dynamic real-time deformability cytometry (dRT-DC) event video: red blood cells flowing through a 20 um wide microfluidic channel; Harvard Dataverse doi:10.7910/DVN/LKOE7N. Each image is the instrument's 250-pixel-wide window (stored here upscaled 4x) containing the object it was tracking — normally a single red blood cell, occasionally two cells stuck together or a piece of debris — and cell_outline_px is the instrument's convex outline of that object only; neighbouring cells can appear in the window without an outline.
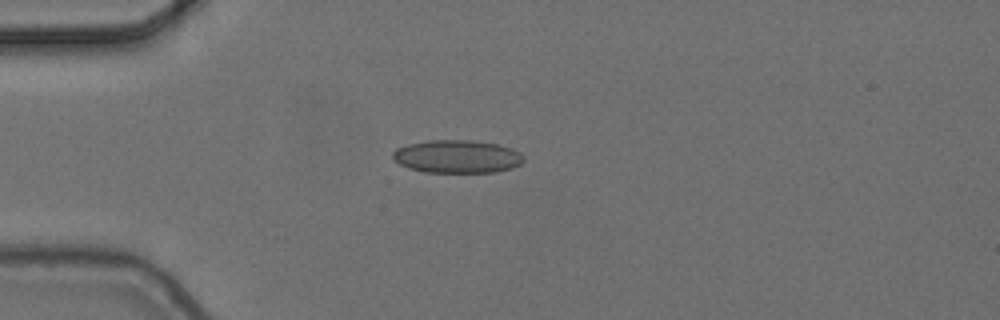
{"species": "common noctule bat (a hibernating species)", "species_latin": "Nyctalus noctula", "temperature_condition": "cold", "stored_images_in_passage": 8, "camera_frame_rate_fps": 3000, "um_per_image_px": 0.085, "animal": {"sex": "female", "body_mass_g": 24.6, "forearm_length_mm": 56.2}, "frame": {"image": 1, "passage_image": 4, "time_ms": 1.0, "image_size_px": [1000, 320], "cell_outline_px": [[524, 160], [520, 164], [512, 168], [496, 172], [424, 172], [408, 168], [400, 164], [392, 156], [392, 152], [396, 148], [408, 144], [428, 140], [472, 140], [496, 144], [512, 148], [520, 152], [524, 156]], "centroid_in_image_um": [38.86, 13.3], "position_along_channel_um": 46.1, "area_um2": 25.26}}
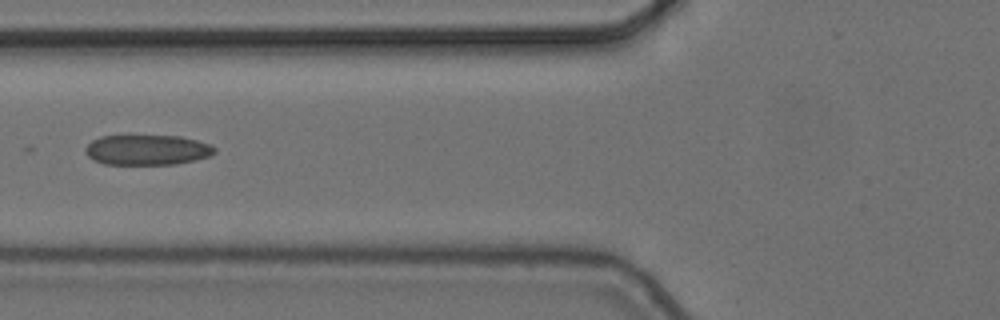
{"frame": {"image": 2, "passage_image": 6, "time_ms": 1.667, "image_size_px": [1000, 320], "cell_outline_px": [[216, 152], [208, 156], [196, 160], [176, 164], [104, 164], [92, 160], [84, 152], [84, 148], [92, 140], [100, 136], [128, 132], [180, 136], [212, 144], [216, 148]], "centroid_in_image_um": [12.46, 12.68], "position_along_channel_um": 113.3, "area_um2": 24.04}}
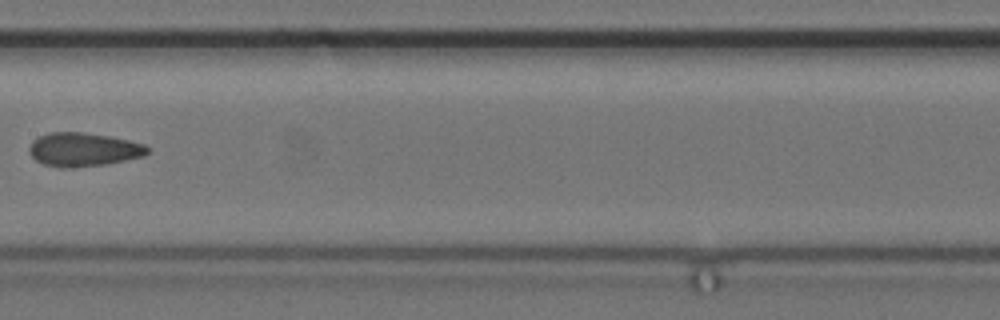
{"frame": {"image": 3, "passage_image": 8, "time_ms": 2.333, "image_size_px": [1000, 320], "cell_outline_px": [[148, 152], [144, 156], [104, 164], [68, 168], [60, 168], [44, 164], [36, 160], [32, 156], [28, 148], [32, 140], [48, 132], [80, 132], [108, 136], [128, 140], [144, 144], [148, 148]], "centroid_in_image_um": [7.05, 12.71], "position_along_channel_um": 200.3, "area_um2": 23.0}}